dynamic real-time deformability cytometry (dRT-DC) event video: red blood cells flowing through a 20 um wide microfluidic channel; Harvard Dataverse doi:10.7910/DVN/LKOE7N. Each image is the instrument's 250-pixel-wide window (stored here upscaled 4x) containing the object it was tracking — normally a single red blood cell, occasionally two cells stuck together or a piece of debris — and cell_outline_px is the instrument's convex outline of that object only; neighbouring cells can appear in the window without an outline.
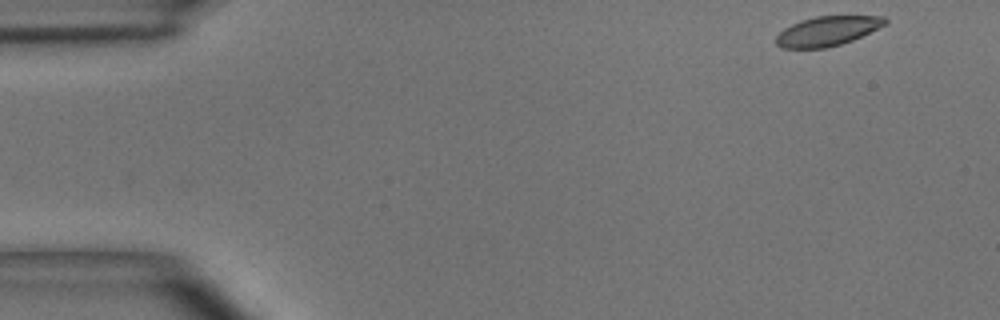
{"species": "common noctule bat (a hibernating species)", "species_latin": "Nyctalus noctula", "temperature_condition": "room temperature", "stored_images_in_passage": 41, "camera_frame_rate_fps": 3000, "um_per_image_px": 0.085, "animal": {"sex": "male", "body_mass_g": 15.6}, "frame": {"image": 1, "passage_image": 1, "time_ms": 0.0, "image_size_px": [1000, 320], "cell_outline_px": [[888, 24], [852, 40], [828, 48], [780, 48], [776, 44], [776, 36], [784, 28], [800, 20], [816, 16], [884, 16], [888, 20]], "centroid_in_image_um": [70.33, 2.64], "position_along_channel_um": 14.7, "area_um2": 18.84}}
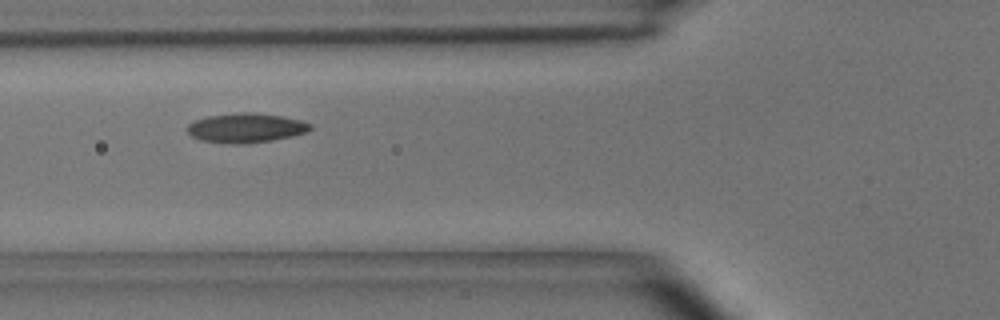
{"frame": {"image": 2, "passage_image": 16, "time_ms": 5.0, "image_size_px": [1000, 320], "cell_outline_px": [[312, 128], [308, 132], [292, 136], [272, 140], [244, 144], [228, 144], [204, 140], [192, 136], [188, 132], [188, 124], [196, 120], [208, 116], [240, 112], [252, 112], [280, 116], [300, 120], [312, 124]], "centroid_in_image_um": [20.93, 10.87], "position_along_channel_um": 104.9, "area_um2": 20.98}}
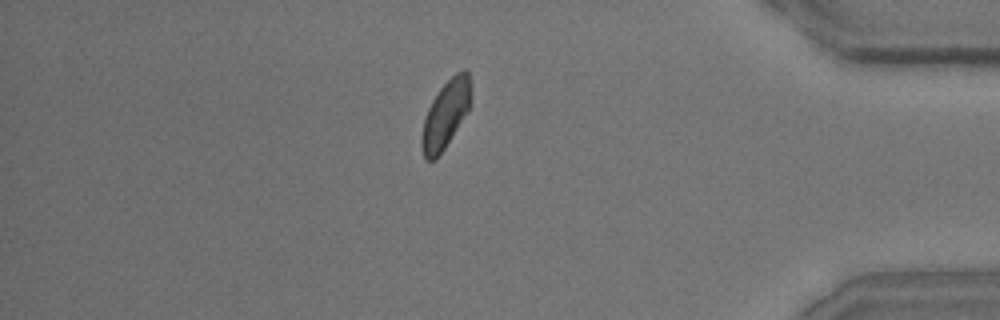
{"frame": {"image": 3, "passage_image": 41, "time_ms": 13.333, "image_size_px": [1000, 320], "cell_outline_px": [[472, 104], [468, 112], [436, 160], [424, 160], [420, 148], [420, 136], [424, 120], [428, 108], [432, 100], [440, 88], [456, 72], [464, 68], [468, 72], [472, 100]], "centroid_in_image_um": [37.87, 9.74], "position_along_channel_um": 397.3, "area_um2": 19.65}, "authors_computed_cell_mechanics": {"area_um2": 19.941, "velocity_mm_per_s": 3.911, "shape_relaxation_time_tau1_ms": 6.9131, "shape_relaxation_time_tau2_ms": 2.8903, "deformation_change_tau1": 0.1625, "deformation_change_tau2": 0.0636}}